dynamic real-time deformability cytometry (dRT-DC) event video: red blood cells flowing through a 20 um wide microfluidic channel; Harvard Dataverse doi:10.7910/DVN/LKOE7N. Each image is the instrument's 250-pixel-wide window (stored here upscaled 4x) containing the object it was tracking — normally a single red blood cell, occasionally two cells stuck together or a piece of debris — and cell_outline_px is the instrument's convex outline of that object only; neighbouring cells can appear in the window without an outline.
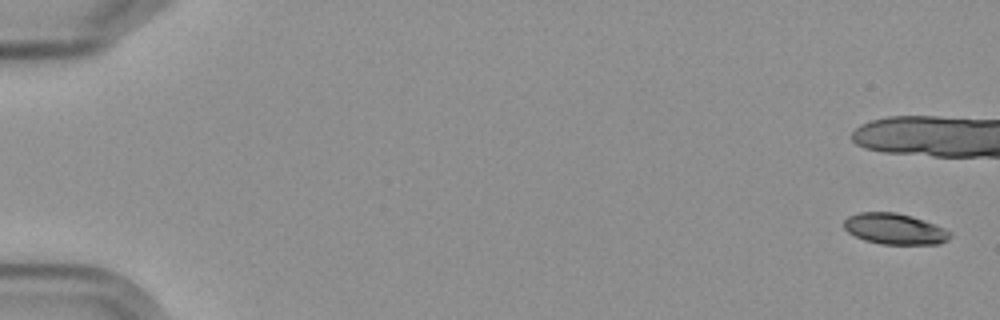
{"species": "Egyptian fruit bat (a non-hibernating species)", "species_latin": "Rousettus aegyptiacus", "temperature_condition": "cold", "stored_images_in_passage": 8, "segment_of_instrument_passage": [1, 2], "camera_frame_rate_fps": 3000, "um_per_image_px": 0.085, "frame": {"image": 1, "passage_image": 1, "time_ms": 0.0, "image_size_px": [1000, 320], "cell_outline_px": [[952, 236], [948, 240], [940, 244], [880, 244], [864, 240], [848, 232], [844, 228], [844, 220], [848, 216], [860, 212], [896, 212], [912, 216], [924, 220], [944, 228], [952, 232]], "centroid_in_image_um": [76.07, 19.46], "position_along_channel_um": 8.9, "area_um2": 19.25}}